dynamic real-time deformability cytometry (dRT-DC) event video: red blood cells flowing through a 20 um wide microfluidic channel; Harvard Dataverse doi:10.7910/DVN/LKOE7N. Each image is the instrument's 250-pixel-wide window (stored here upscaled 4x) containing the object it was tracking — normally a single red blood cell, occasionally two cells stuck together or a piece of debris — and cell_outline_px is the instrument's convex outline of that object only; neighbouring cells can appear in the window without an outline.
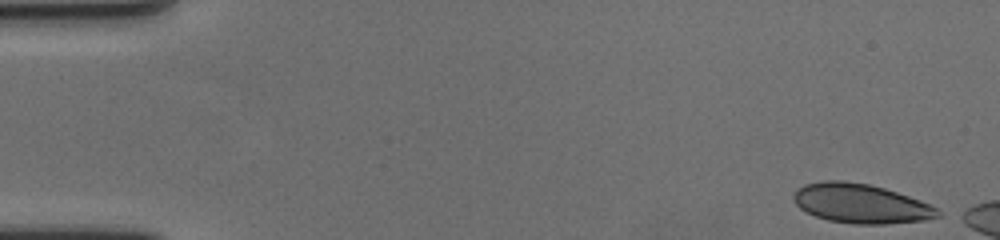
{"species": "human", "species_latin": "Homo sapiens", "temperature_condition": "cold", "stored_images_in_passage": 53, "camera_frame_rate_fps": 3000, "um_per_image_px": 0.085, "donor": {"sex": "female"}, "frame": {"image": 1, "passage_image": 1, "time_ms": 0.0, "image_size_px": [1000, 240], "cell_outline_px": [[940, 216], [924, 220], [884, 224], [856, 224], [828, 220], [804, 212], [792, 200], [792, 192], [796, 188], [804, 184], [824, 180], [844, 180], [868, 184], [884, 188], [920, 200], [936, 208], [940, 212]], "centroid_in_image_um": [73.09, 17.29], "position_along_channel_um": 11.9, "area_um2": 33.18}}
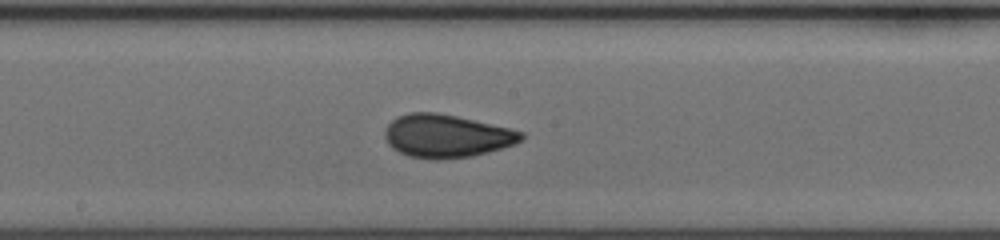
{"frame": {"image": 2, "passage_image": 30, "time_ms": 9.667, "image_size_px": [1000, 240], "cell_outline_px": [[524, 140], [516, 144], [488, 152], [472, 156], [444, 160], [436, 160], [408, 156], [392, 148], [388, 144], [384, 136], [384, 128], [396, 116], [408, 112], [436, 112], [456, 116], [508, 128], [524, 132]], "centroid_in_image_um": [37.93, 11.57], "position_along_channel_um": 210.3, "area_um2": 34.51}}
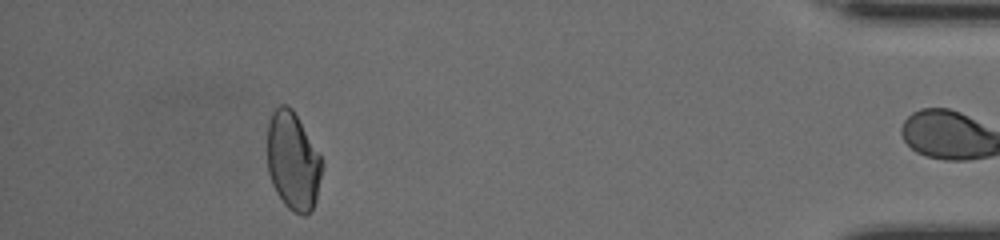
{"frame": {"image": 3, "passage_image": 52, "time_ms": 17.0, "image_size_px": [1000, 240], "cell_outline_px": [[324, 164], [316, 200], [312, 212], [304, 216], [300, 216], [292, 212], [284, 204], [276, 192], [272, 184], [268, 172], [268, 124], [272, 112], [280, 104], [288, 104], [292, 108], [320, 156]], "centroid_in_image_um": [24.91, 13.74], "position_along_channel_um": 410.3, "area_um2": 31.44}, "authors_computed_cell_mechanics": {"area_um2": 33.0616, "velocity_mm_per_s": 3.514, "shape_relaxation_time_tau1_ms": null, "shape_relaxation_time_tau2_ms": 0.8994, "deformation_change_tau1": null, "deformation_change_tau2": 0.0454}}